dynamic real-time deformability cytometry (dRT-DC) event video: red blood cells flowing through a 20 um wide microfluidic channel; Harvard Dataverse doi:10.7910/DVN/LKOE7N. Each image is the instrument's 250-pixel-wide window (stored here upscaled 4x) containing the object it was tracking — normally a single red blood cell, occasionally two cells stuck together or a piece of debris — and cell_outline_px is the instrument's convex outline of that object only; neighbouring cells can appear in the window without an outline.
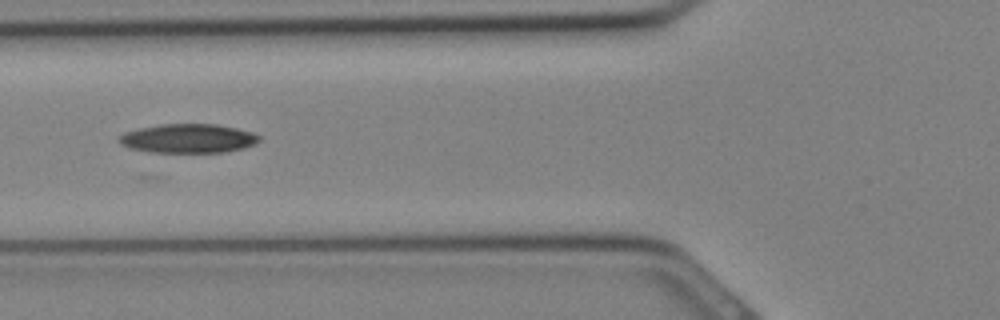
{"species": "Egyptian fruit bat (a non-hibernating species)", "species_latin": "Rousettus aegyptiacus", "temperature_condition": "cold", "stored_images_in_passage": 31, "camera_frame_rate_fps": 3000, "um_per_image_px": 0.085, "animal": {"sex": "female"}, "frame": {"image": 1, "passage_image": 9, "time_ms": 2.667, "image_size_px": [1000, 320], "cell_outline_px": [[260, 140], [256, 144], [244, 148], [224, 152], [152, 152], [128, 148], [120, 144], [120, 136], [124, 132], [140, 128], [160, 124], [216, 124], [236, 128], [252, 132], [260, 136]], "centroid_in_image_um": [16.01, 11.77], "position_along_channel_um": 109.8, "area_um2": 23.7}}
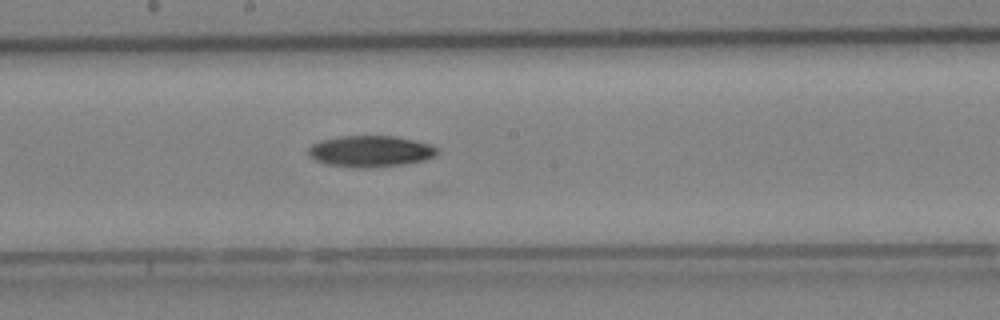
{"frame": {"image": 2, "passage_image": 14, "time_ms": 4.333, "image_size_px": [1000, 320], "cell_outline_px": [[440, 152], [436, 156], [424, 160], [400, 164], [328, 164], [316, 160], [308, 156], [308, 148], [312, 144], [320, 140], [340, 136], [396, 136], [432, 144], [440, 148]], "centroid_in_image_um": [31.55, 12.78], "position_along_channel_um": 216.6, "area_um2": 22.48}}
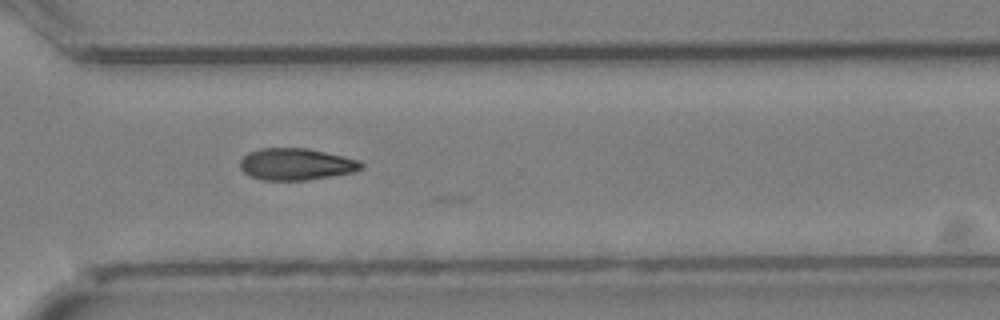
{"frame": {"image": 3, "passage_image": 20, "time_ms": 6.333, "image_size_px": [1000, 320], "cell_outline_px": [[364, 168], [352, 172], [308, 180], [264, 180], [248, 176], [240, 168], [240, 160], [248, 152], [260, 148], [308, 148], [344, 156], [360, 160], [364, 164]], "centroid_in_image_um": [25.17, 13.95], "position_along_channel_um": 345.4, "area_um2": 22.6}}